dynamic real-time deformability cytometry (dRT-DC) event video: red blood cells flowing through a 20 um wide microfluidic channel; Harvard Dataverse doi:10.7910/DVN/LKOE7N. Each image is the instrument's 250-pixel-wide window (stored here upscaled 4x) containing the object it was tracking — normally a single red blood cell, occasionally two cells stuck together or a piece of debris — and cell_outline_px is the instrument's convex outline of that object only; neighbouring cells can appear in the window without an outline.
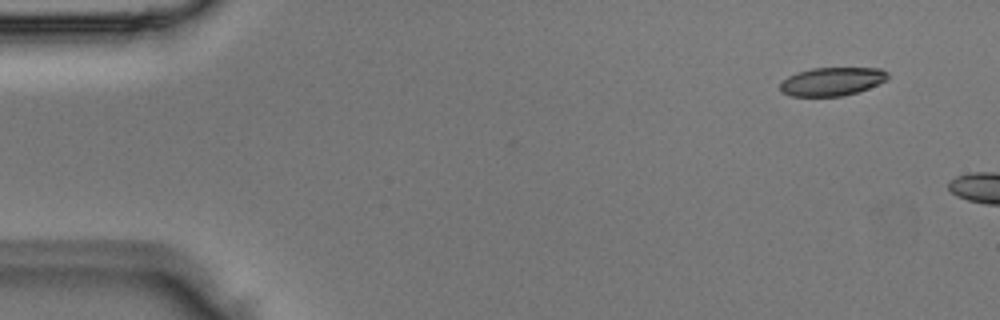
{"species": "Egyptian fruit bat (a non-hibernating species)", "species_latin": "Rousettus aegyptiacus", "temperature_condition": "room temperature", "stored_images_in_passage": 2, "camera_frame_rate_fps": 3000, "um_per_image_px": 0.085, "animal": {"sex": "male"}, "frame": {"image": 1, "passage_image": 1, "time_ms": 0.0, "image_size_px": [1000, 320], "cell_outline_px": [[888, 80], [868, 88], [844, 96], [792, 96], [780, 92], [780, 84], [788, 76], [796, 72], [812, 68], [880, 68], [888, 72]], "centroid_in_image_um": [70.72, 6.92], "position_along_channel_um": 14.3, "area_um2": 17.86}}